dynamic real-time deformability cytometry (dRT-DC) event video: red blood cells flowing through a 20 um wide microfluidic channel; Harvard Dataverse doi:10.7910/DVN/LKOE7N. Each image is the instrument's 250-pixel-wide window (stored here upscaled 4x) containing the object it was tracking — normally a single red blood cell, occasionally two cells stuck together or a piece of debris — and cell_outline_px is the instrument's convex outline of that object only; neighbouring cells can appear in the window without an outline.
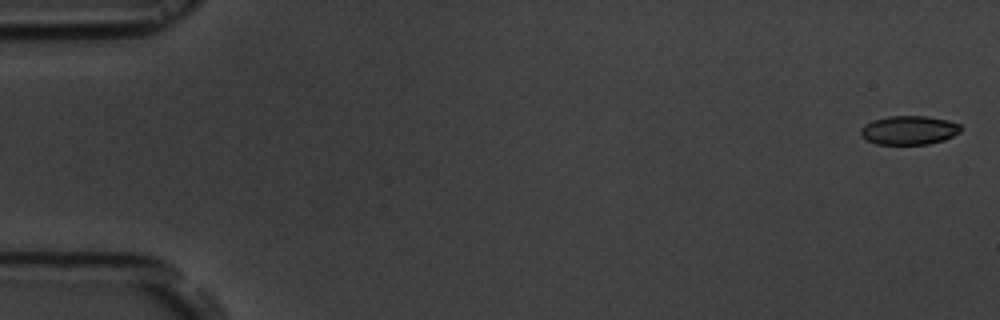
{"species": "common noctule bat (a hibernating species)", "species_latin": "Nyctalus noctula", "temperature_condition": "room temperature", "stored_images_in_passage": 5, "camera_frame_rate_fps": 3000, "um_per_image_px": 0.085, "animal": {"sex": "male", "body_mass_g": 19.5, "forearm_length_mm": 54.6}, "frame": {"image": 1, "passage_image": 1, "time_ms": 0.0, "image_size_px": [1000, 320], "cell_outline_px": [[960, 132], [944, 140], [928, 144], [876, 144], [860, 136], [860, 128], [864, 124], [872, 120], [888, 116], [928, 116], [948, 120], [960, 124]], "centroid_in_image_um": [77.24, 11.06], "position_along_channel_um": 7.8, "area_um2": 16.94}}
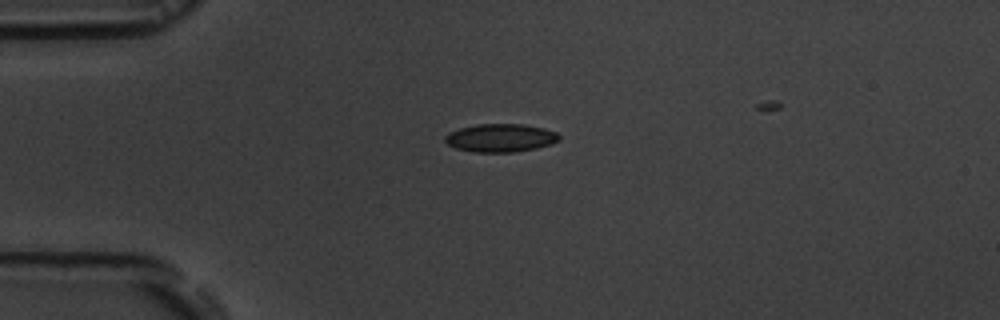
{"frame": {"image": 2, "passage_image": 4, "time_ms": 4.333, "image_size_px": [1000, 320], "cell_outline_px": [[560, 140], [552, 144], [536, 148], [512, 152], [476, 152], [456, 148], [448, 144], [444, 140], [444, 136], [448, 132], [460, 128], [476, 124], [524, 124], [544, 128], [556, 132], [560, 136]], "centroid_in_image_um": [42.55, 11.71], "position_along_channel_um": 42.5, "area_um2": 18.79}}